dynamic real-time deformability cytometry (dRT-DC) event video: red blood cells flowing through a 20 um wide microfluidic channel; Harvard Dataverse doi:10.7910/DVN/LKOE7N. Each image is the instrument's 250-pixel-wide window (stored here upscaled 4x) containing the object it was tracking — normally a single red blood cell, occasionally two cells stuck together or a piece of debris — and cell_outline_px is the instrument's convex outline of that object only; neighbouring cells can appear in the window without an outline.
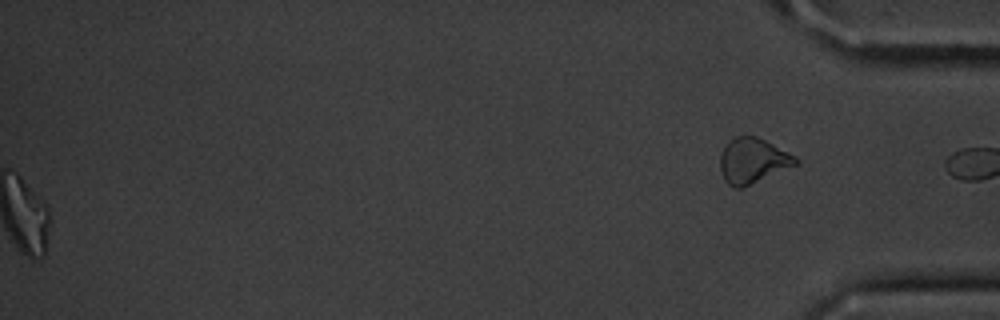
{"species": "common noctule bat (a hibernating species)", "species_latin": "Nyctalus noctula", "temperature_condition": "cold", "stored_images_in_passage": 54, "segment_of_instrument_passage": [2, 2], "camera_frame_rate_fps": 3000, "um_per_image_px": 0.085, "animal": {"sex": "male", "body_mass_g": 20.1, "forearm_length_mm": 53.5}, "frame": {"image": 1, "passage_image": 54, "time_ms": 17.667, "image_size_px": [1000, 320], "cell_outline_px": [[800, 164], [744, 188], [732, 188], [724, 180], [720, 172], [720, 156], [728, 140], [736, 136], [756, 136], [796, 156], [800, 160]], "centroid_in_image_um": [64.0, 13.69], "position_along_channel_um": 371.2, "area_um2": 20.29}}